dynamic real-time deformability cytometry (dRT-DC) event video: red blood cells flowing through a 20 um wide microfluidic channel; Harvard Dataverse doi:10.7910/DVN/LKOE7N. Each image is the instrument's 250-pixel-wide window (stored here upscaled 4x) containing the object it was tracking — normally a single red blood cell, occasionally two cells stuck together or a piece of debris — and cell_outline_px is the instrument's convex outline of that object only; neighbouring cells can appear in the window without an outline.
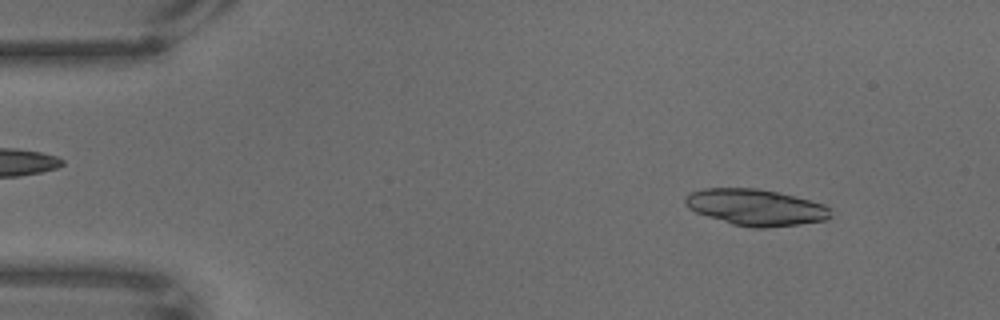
{"species": "common noctule bat (a hibernating species)", "species_latin": "Nyctalus noctula", "temperature_condition": "warm", "stored_images_in_passage": 65, "camera_frame_rate_fps": 3000, "um_per_image_px": 0.085, "animal": {"sex": "male", "body_mass_g": 18.8}, "frame": {"image": 1, "passage_image": 7, "time_ms": 2.0, "image_size_px": [1000, 320], "cell_outline_px": [[832, 216], [824, 220], [796, 224], [764, 228], [752, 228], [732, 224], [696, 212], [688, 208], [684, 204], [684, 196], [692, 192], [704, 188], [756, 188], [776, 192], [824, 204], [828, 208]], "centroid_in_image_um": [64.18, 17.62], "position_along_channel_um": 20.8, "area_um2": 30.46}}